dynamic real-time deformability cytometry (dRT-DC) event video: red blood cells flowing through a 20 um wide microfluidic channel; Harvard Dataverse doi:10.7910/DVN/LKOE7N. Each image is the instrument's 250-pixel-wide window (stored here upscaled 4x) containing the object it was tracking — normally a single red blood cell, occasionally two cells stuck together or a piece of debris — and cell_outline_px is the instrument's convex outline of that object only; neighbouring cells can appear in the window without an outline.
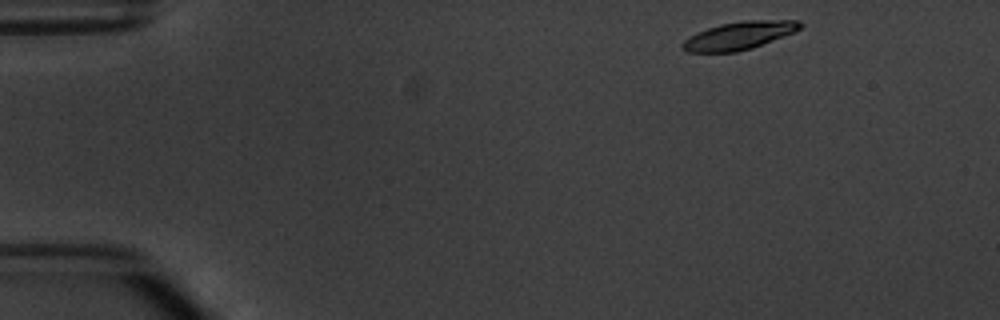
{"species": "common noctule bat (a hibernating species)", "species_latin": "Nyctalus noctula", "temperature_condition": "warm", "stored_images_in_passage": 2, "camera_frame_rate_fps": 3000, "um_per_image_px": 0.085, "animal": {"sex": "male", "body_mass_g": 20.1, "forearm_length_mm": 53.5}, "frame": {"image": 1, "passage_image": 2, "time_ms": 1.0, "image_size_px": [1000, 320], "cell_outline_px": [[804, 24], [800, 28], [792, 32], [752, 48], [736, 52], [688, 52], [680, 48], [680, 44], [688, 36], [708, 28], [720, 24], [744, 20], [800, 20]], "centroid_in_image_um": [62.78, 3.02], "position_along_channel_um": 22.2, "area_um2": 19.02}}